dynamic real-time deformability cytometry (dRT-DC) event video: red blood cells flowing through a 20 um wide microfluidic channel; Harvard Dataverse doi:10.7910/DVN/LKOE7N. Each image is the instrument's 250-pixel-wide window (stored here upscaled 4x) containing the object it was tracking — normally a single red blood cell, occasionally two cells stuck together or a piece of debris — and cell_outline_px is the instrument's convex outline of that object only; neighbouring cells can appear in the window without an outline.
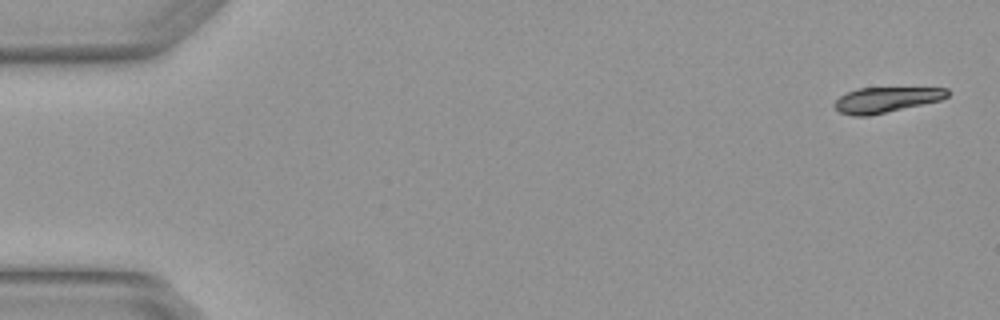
{"species": "Egyptian fruit bat (a non-hibernating species)", "species_latin": "Rousettus aegyptiacus", "temperature_condition": "warm", "stored_images_in_passage": 5, "camera_frame_rate_fps": 3000, "um_per_image_px": 0.085, "animal": {"sex": "female"}, "frame": {"image": 1, "passage_image": 1, "time_ms": 0.0, "image_size_px": [1000, 320], "cell_outline_px": [[948, 96], [940, 100], [868, 116], [852, 116], [840, 112], [832, 104], [840, 96], [856, 88], [948, 88]], "centroid_in_image_um": [75.27, 8.48], "position_along_channel_um": 9.7, "area_um2": 16.47}}